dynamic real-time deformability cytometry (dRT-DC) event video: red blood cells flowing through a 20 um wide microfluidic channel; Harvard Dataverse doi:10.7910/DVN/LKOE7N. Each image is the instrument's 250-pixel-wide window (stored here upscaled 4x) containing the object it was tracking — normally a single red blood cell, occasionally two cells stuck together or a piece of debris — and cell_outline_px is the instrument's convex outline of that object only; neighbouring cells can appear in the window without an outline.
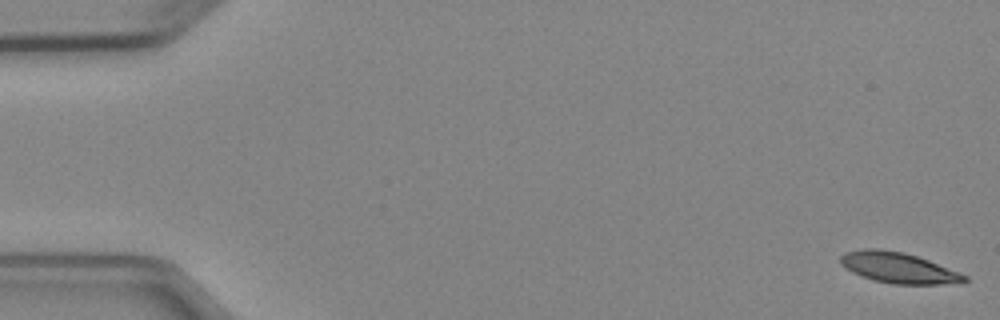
{"species": "Egyptian fruit bat (a non-hibernating species)", "species_latin": "Rousettus aegyptiacus", "temperature_condition": "cold", "stored_images_in_passage": 4, "camera_frame_rate_fps": 3000, "um_per_image_px": 0.085, "animal": {"sex": "female"}, "frame": {"image": 1, "passage_image": 1, "time_ms": 0.0, "image_size_px": [1000, 320], "cell_outline_px": [[968, 280], [960, 284], [892, 284], [872, 280], [852, 272], [840, 264], [840, 256], [844, 252], [864, 248], [880, 248], [904, 252], [928, 260], [960, 272], [968, 276]], "centroid_in_image_um": [76.38, 22.76], "position_along_channel_um": 8.6, "area_um2": 22.48}}
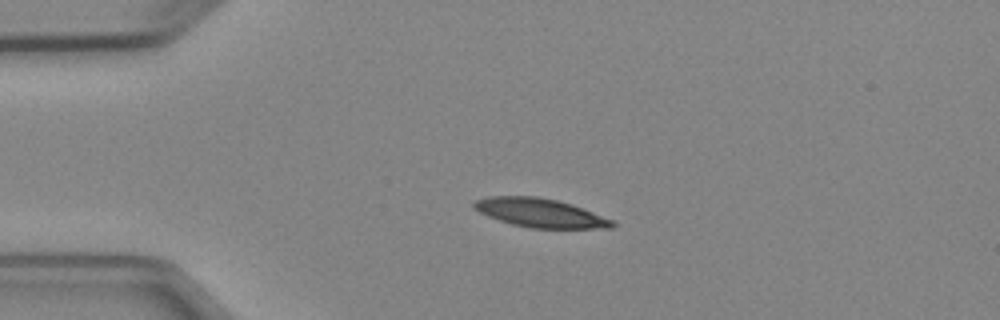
{"frame": {"image": 2, "passage_image": 4, "time_ms": 3.667, "image_size_px": [1000, 320], "cell_outline_px": [[616, 224], [612, 228], [532, 228], [512, 224], [488, 216], [472, 208], [472, 204], [476, 200], [488, 196], [536, 196], [556, 200], [572, 204], [612, 220]], "centroid_in_image_um": [45.88, 18.09], "position_along_channel_um": 39.1, "area_um2": 23.0}}